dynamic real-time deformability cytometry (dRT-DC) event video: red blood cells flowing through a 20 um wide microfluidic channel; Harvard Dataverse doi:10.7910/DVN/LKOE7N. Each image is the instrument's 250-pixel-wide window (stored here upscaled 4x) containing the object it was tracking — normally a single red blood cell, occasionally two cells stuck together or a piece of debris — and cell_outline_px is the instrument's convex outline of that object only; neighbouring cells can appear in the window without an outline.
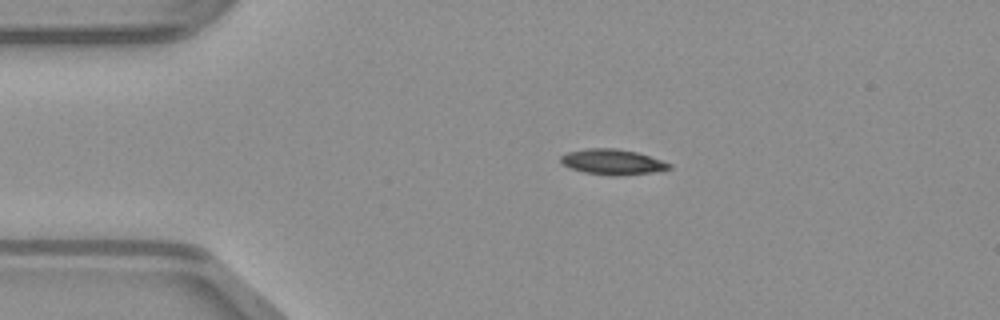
{"species": "common noctule bat (a hibernating species)", "species_latin": "Nyctalus noctula", "temperature_condition": "warm", "stored_images_in_passage": 40, "camera_frame_rate_fps": 3000, "um_per_image_px": 0.085, "animal": {"sex": "male", "body_mass_g": 23.1, "forearm_length_mm": 52.7}, "frame": {"image": 1, "passage_image": 1, "time_ms": 0.0, "image_size_px": [1000, 320], "cell_outline_px": [[672, 168], [652, 172], [616, 176], [612, 176], [584, 172], [560, 164], [560, 156], [568, 152], [588, 148], [616, 148], [636, 152], [672, 164]], "centroid_in_image_um": [52.03, 13.76], "position_along_channel_um": 33.0, "area_um2": 15.95}}
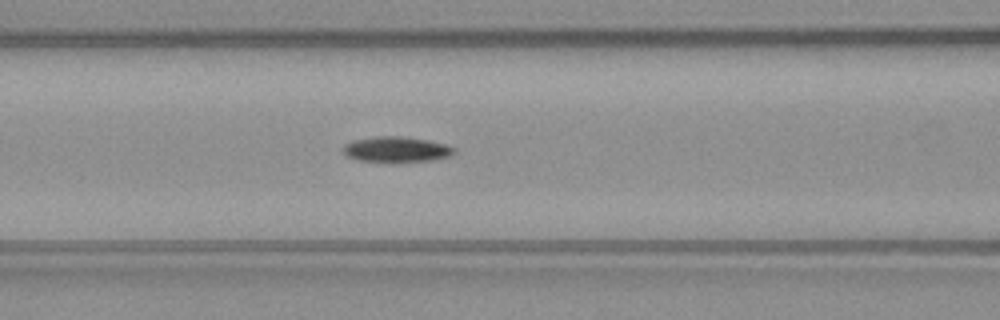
{"frame": {"image": 2, "passage_image": 11, "time_ms": 3.333, "image_size_px": [1000, 320], "cell_outline_px": [[456, 152], [448, 156], [432, 160], [360, 160], [348, 156], [340, 148], [344, 144], [352, 140], [376, 136], [400, 136], [428, 140], [444, 144], [456, 148]], "centroid_in_image_um": [33.67, 12.66], "position_along_channel_um": 132.9, "area_um2": 15.95}}
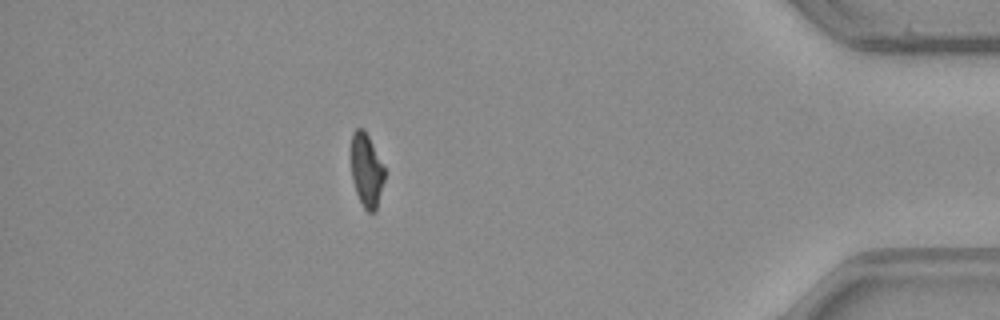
{"frame": {"image": 3, "passage_image": 34, "time_ms": 11.0, "image_size_px": [1000, 320], "cell_outline_px": [[384, 180], [376, 212], [368, 212], [364, 208], [356, 192], [352, 180], [352, 132], [356, 128], [364, 128], [384, 168]], "centroid_in_image_um": [31.15, 14.5], "position_along_channel_um": 404.1, "area_um2": 14.05}}